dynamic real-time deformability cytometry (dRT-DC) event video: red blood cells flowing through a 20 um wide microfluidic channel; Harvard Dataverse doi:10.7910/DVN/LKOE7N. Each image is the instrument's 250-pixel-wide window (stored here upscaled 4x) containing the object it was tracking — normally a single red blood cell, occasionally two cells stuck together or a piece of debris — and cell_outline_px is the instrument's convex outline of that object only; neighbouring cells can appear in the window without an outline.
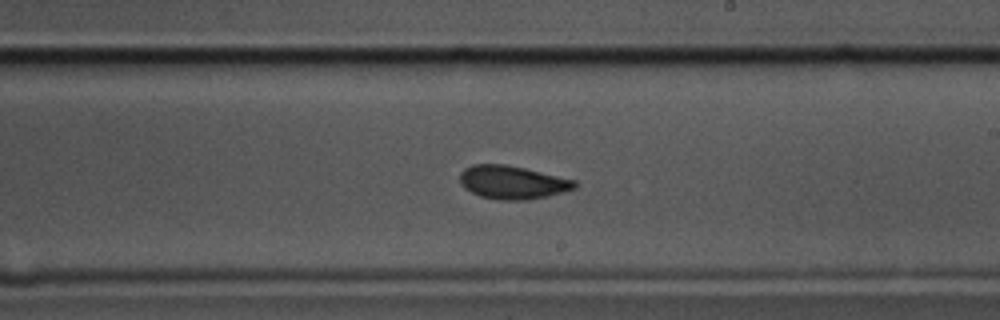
{"species": "common noctule bat (a hibernating species)", "species_latin": "Nyctalus noctula", "temperature_condition": "cold", "stored_images_in_passage": 51, "camera_frame_rate_fps": 3000, "um_per_image_px": 0.085, "animal": {"sex": "male", "body_mass_g": 17.5, "forearm_length_mm": 52.3}, "frame": {"image": 1, "passage_image": 27, "time_ms": 8.667, "image_size_px": [1000, 320], "cell_outline_px": [[576, 188], [564, 192], [548, 196], [528, 200], [496, 200], [480, 196], [464, 188], [460, 184], [460, 172], [464, 168], [472, 164], [504, 164], [524, 168], [576, 180]], "centroid_in_image_um": [43.54, 15.5], "position_along_channel_um": 245.5, "area_um2": 22.43}}
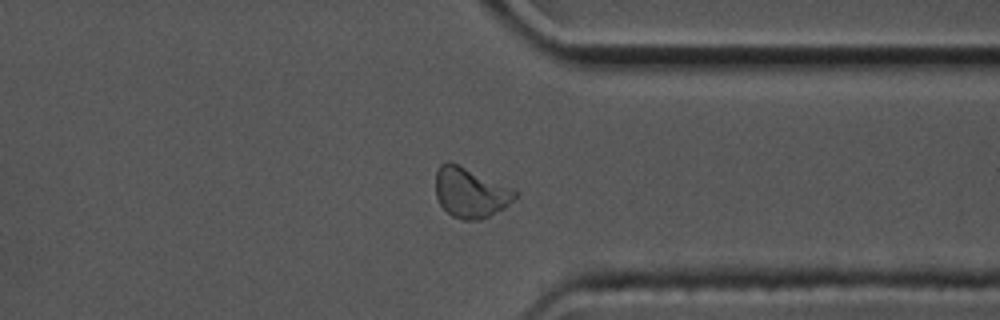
{"frame": {"image": 2, "passage_image": 38, "time_ms": 12.333, "image_size_px": [1000, 320], "cell_outline_px": [[520, 196], [504, 208], [480, 220], [460, 220], [452, 216], [440, 204], [436, 196], [436, 172], [440, 164], [448, 160], [512, 188], [520, 192]], "centroid_in_image_um": [40.0, 16.38], "position_along_channel_um": 371.4, "area_um2": 23.18}}
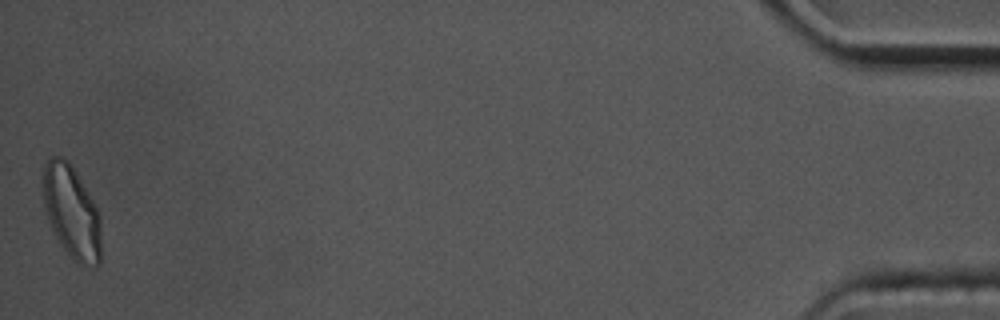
{"frame": {"image": 3, "passage_image": 51, "time_ms": 16.667, "image_size_px": [1000, 320], "cell_outline_px": [[100, 264], [92, 268], [80, 264], [72, 260], [60, 244], [48, 220], [44, 208], [44, 164], [48, 156], [64, 156], [68, 160], [76, 172], [88, 192], [100, 216]], "centroid_in_image_um": [6.09, 18.03], "position_along_channel_um": 429.1, "area_um2": 31.44}, "authors_computed_cell_mechanics": {"area_um2": 22.542, "velocity_mm_per_s": 3.4845, "shape_relaxation_time_tau1_ms": 3.8445, "shape_relaxation_time_tau2_ms": 2.1492, "deformation_change_tau1": 0.1165, "deformation_change_tau2": 0.0546}}